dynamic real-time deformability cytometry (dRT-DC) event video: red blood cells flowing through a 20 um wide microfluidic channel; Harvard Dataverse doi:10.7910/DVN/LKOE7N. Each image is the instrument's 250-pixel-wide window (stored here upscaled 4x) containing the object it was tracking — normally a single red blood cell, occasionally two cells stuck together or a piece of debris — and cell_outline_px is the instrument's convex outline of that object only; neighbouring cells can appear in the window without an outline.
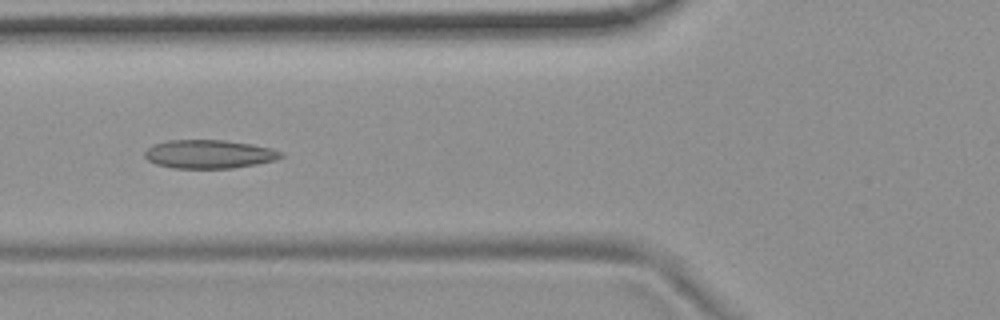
{"species": "common noctule bat (a hibernating species)", "species_latin": "Nyctalus noctula", "temperature_condition": "room temperature", "stored_images_in_passage": 8, "camera_frame_rate_fps": 3000, "um_per_image_px": 0.085, "animal": {"sex": "female", "body_mass_g": 19.9}, "frame": {"image": 1, "passage_image": 6, "time_ms": 5.667, "image_size_px": [1000, 320], "cell_outline_px": [[284, 156], [276, 160], [256, 164], [232, 168], [172, 168], [156, 164], [148, 160], [144, 156], [144, 152], [152, 144], [168, 140], [224, 140], [252, 144], [272, 148], [284, 152]], "centroid_in_image_um": [17.79, 13.1], "position_along_channel_um": 108.0, "area_um2": 22.83}}
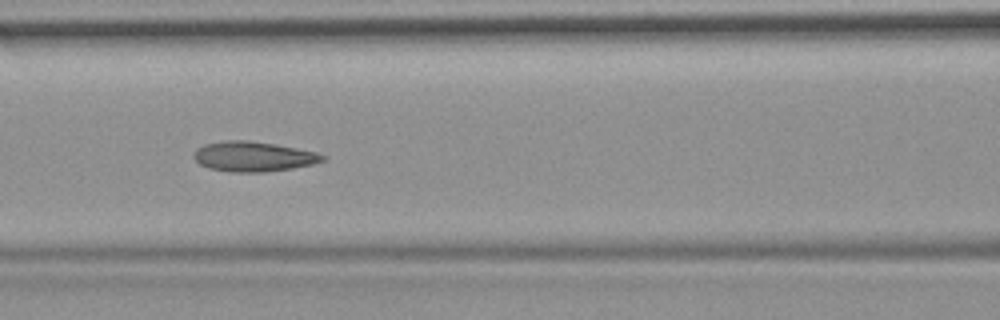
{"frame": {"image": 2, "passage_image": 7, "time_ms": 6.667, "image_size_px": [1000, 320], "cell_outline_px": [[328, 156], [324, 160], [316, 164], [292, 168], [264, 172], [232, 172], [208, 168], [200, 164], [192, 156], [192, 152], [196, 148], [204, 144], [228, 140], [244, 140], [276, 144], [316, 152]], "centroid_in_image_um": [21.53, 13.3], "position_along_channel_um": 145.1, "area_um2": 22.66}}